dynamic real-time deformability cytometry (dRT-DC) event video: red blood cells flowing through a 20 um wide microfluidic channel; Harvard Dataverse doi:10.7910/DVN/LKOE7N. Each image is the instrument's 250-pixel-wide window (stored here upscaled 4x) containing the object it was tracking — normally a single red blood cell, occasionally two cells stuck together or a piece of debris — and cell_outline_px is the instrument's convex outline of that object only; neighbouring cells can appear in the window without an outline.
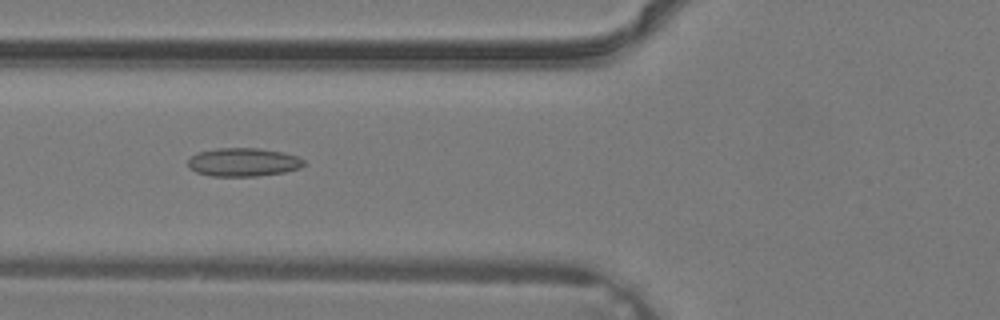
{"species": "common noctule bat (a hibernating species)", "species_latin": "Nyctalus noctula", "temperature_condition": "warm", "stored_images_in_passage": 32, "camera_frame_rate_fps": 3000, "um_per_image_px": 0.085, "animal": {"sex": "male", "body_mass_g": 19.2, "forearm_length_mm": 51.8}, "frame": {"image": 1, "passage_image": 9, "time_ms": 2.667, "image_size_px": [1000, 320], "cell_outline_px": [[304, 164], [300, 168], [284, 172], [256, 176], [212, 176], [196, 172], [188, 168], [188, 160], [196, 152], [216, 148], [256, 148], [284, 152], [296, 156], [304, 160]], "centroid_in_image_um": [20.65, 13.78], "position_along_channel_um": 105.2, "area_um2": 19.25}}
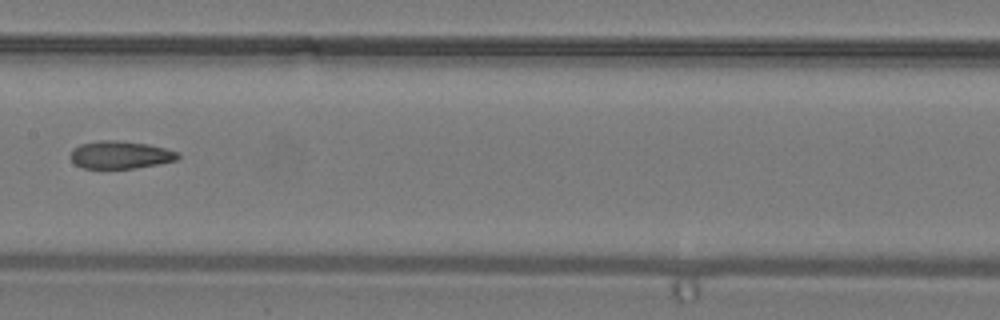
{"frame": {"image": 2, "passage_image": 14, "time_ms": 4.333, "image_size_px": [1000, 320], "cell_outline_px": [[180, 156], [176, 160], [136, 168], [84, 168], [76, 164], [68, 156], [72, 148], [80, 144], [100, 140], [120, 140], [148, 144], [180, 152]], "centroid_in_image_um": [10.2, 13.15], "position_along_channel_um": 197.2, "area_um2": 17.4}}
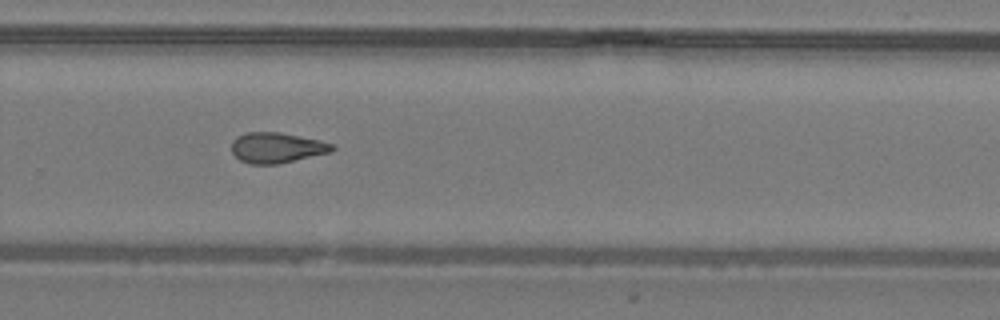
{"frame": {"image": 3, "passage_image": 20, "time_ms": 6.333, "image_size_px": [1000, 320], "cell_outline_px": [[336, 148], [332, 152], [276, 164], [248, 164], [240, 160], [232, 152], [232, 140], [236, 136], [244, 132], [280, 132], [320, 140], [332, 144]], "centroid_in_image_um": [23.51, 12.54], "position_along_channel_um": 306.3, "area_um2": 17.92}}